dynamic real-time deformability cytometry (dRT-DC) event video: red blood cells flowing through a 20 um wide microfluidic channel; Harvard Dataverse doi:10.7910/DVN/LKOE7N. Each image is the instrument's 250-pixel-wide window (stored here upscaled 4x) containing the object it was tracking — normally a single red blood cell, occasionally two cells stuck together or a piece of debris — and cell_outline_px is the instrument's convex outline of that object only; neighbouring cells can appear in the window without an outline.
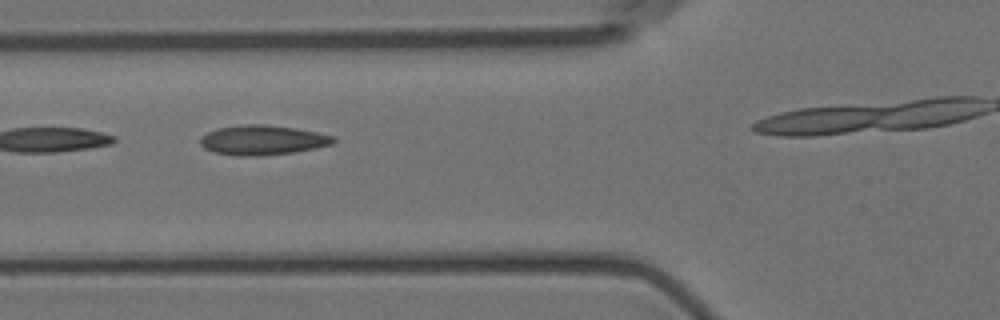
{"species": "Egyptian fruit bat (a non-hibernating species)", "species_latin": "Rousettus aegyptiacus", "temperature_condition": "room temperature", "stored_images_in_passage": 6, "camera_frame_rate_fps": 3000, "um_per_image_px": 0.085, "animal": {"sex": "female"}, "frame": {"image": 1, "passage_image": 5, "time_ms": 5.333, "image_size_px": [1000, 320], "cell_outline_px": [[336, 140], [332, 144], [316, 148], [292, 152], [260, 156], [240, 156], [216, 152], [204, 148], [200, 144], [200, 136], [216, 128], [240, 124], [264, 124], [296, 128], [336, 136]], "centroid_in_image_um": [22.31, 11.89], "position_along_channel_um": 103.5, "area_um2": 23.18}}